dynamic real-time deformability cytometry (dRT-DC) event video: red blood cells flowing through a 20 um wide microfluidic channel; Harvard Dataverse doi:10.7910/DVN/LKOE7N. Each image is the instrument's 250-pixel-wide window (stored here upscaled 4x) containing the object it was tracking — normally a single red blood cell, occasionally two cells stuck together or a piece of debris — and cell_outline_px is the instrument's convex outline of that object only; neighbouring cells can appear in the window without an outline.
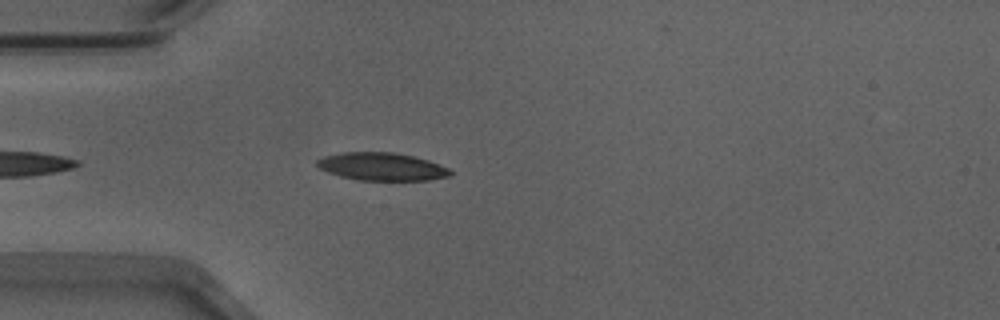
{"species": "Egyptian fruit bat (a non-hibernating species)", "species_latin": "Rousettus aegyptiacus", "temperature_condition": "warm", "stored_images_in_passage": 27, "camera_frame_rate_fps": 3000, "um_per_image_px": 0.085, "animal": {"sex": "male"}, "frame": {"image": 1, "passage_image": 4, "time_ms": 1.0, "image_size_px": [1000, 320], "cell_outline_px": [[452, 176], [428, 180], [360, 180], [340, 176], [328, 172], [320, 168], [316, 164], [316, 160], [324, 156], [344, 152], [392, 152], [412, 156], [428, 160], [448, 168], [452, 172]], "centroid_in_image_um": [32.46, 14.16], "position_along_channel_um": 52.5, "area_um2": 21.5}}
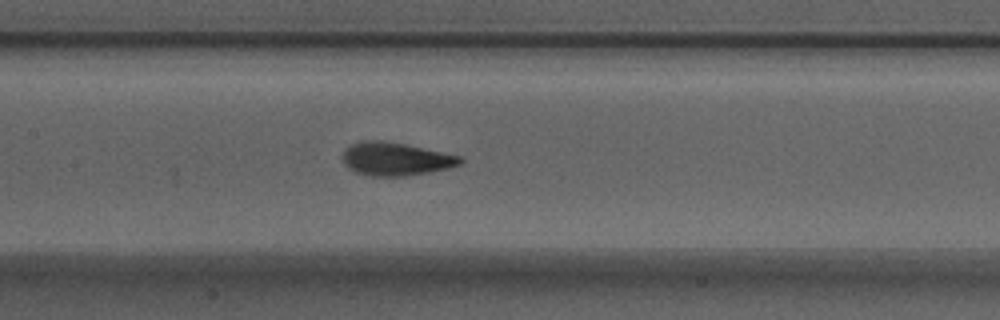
{"frame": {"image": 2, "passage_image": 14, "time_ms": 4.333, "image_size_px": [1000, 320], "cell_outline_px": [[464, 160], [460, 164], [448, 168], [428, 172], [404, 176], [368, 176], [356, 172], [348, 168], [344, 164], [340, 156], [344, 148], [360, 140], [380, 140], [404, 144], [460, 156]], "centroid_in_image_um": [33.55, 13.51], "position_along_channel_um": 173.9, "area_um2": 22.77}}
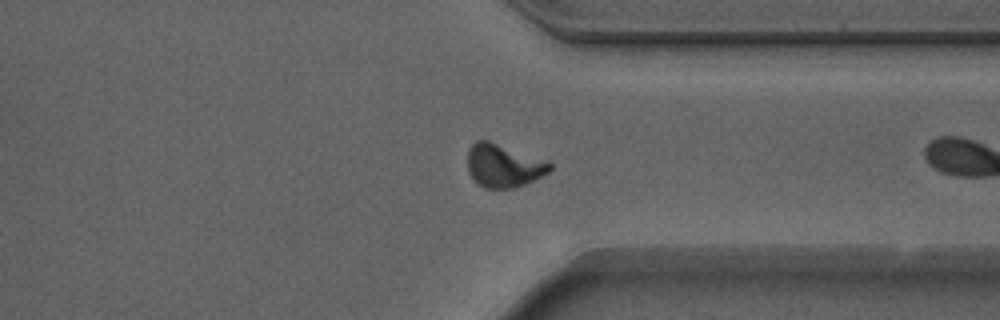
{"frame": {"image": 3, "passage_image": 26, "time_ms": 8.333, "image_size_px": [1000, 320], "cell_outline_px": [[552, 168], [548, 172], [524, 184], [512, 188], [484, 188], [468, 172], [468, 148], [476, 140], [488, 140], [548, 160], [552, 164]], "centroid_in_image_um": [42.8, 14.05], "position_along_channel_um": 368.6, "area_um2": 20.58}}